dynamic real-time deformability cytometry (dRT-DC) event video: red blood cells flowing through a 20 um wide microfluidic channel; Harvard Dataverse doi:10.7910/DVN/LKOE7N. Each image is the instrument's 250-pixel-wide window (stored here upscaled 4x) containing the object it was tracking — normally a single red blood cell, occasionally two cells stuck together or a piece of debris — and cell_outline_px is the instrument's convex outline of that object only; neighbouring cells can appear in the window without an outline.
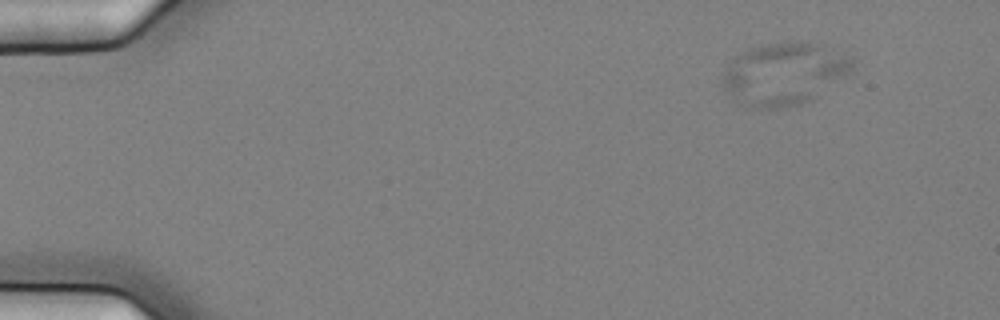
{"species": "common noctule bat (a hibernating species)", "species_latin": "Nyctalus noctula", "temperature_condition": "cold", "stored_images_in_passage": 6, "camera_frame_rate_fps": 3000, "um_per_image_px": 0.085, "animal": {"sex": "female", "body_mass_g": 25.1}, "frame": {"image": 1, "passage_image": 3, "time_ms": 0.667, "image_size_px": [1000, 320], "cell_outline_px": [[856, 60], [852, 72], [808, 100], [800, 104], [776, 108], [748, 108], [740, 104], [724, 88], [720, 80], [728, 64], [740, 52], [748, 48], [760, 44], [796, 40], [804, 40], [820, 44], [852, 56]], "centroid_in_image_um": [66.65, 6.22], "position_along_channel_um": 18.4, "area_um2": 47.63}}
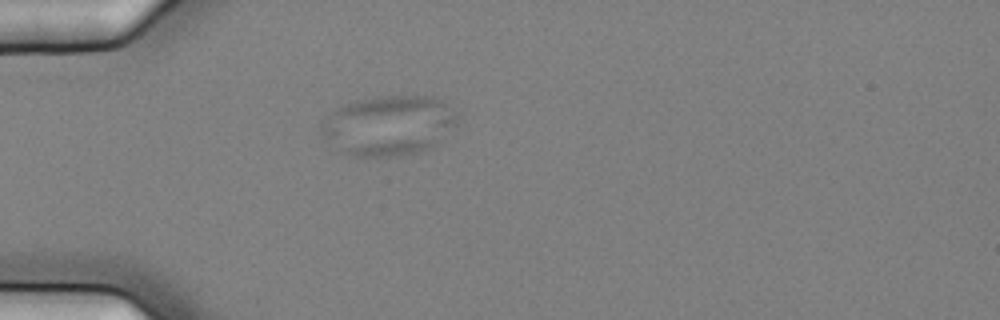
{"frame": {"image": 2, "passage_image": 5, "time_ms": 1.333, "image_size_px": [1000, 320], "cell_outline_px": [[460, 116], [456, 124], [436, 144], [428, 148], [416, 152], [400, 156], [356, 156], [340, 152], [320, 132], [320, 128], [332, 112], [340, 104], [356, 100], [376, 96], [432, 96], [440, 100], [456, 112]], "centroid_in_image_um": [33.04, 10.65], "position_along_channel_um": 52.0, "area_um2": 47.34}}